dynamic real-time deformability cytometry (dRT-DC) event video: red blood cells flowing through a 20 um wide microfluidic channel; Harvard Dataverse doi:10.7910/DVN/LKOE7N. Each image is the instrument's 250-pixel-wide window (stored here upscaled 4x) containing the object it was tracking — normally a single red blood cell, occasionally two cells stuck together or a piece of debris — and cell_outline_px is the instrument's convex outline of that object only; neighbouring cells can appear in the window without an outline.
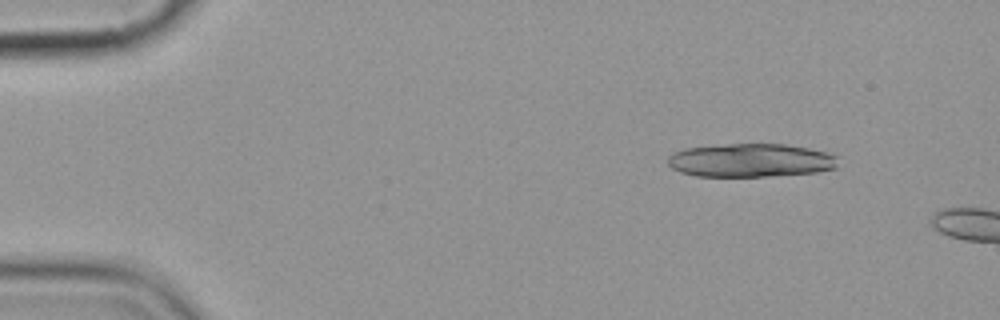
{"species": "common noctule bat (a hibernating species)", "species_latin": "Nyctalus noctula", "temperature_condition": "cold", "stored_images_in_passage": 6, "segment_of_instrument_passage": [2, 2], "camera_frame_rate_fps": 3000, "um_per_image_px": 0.085, "animal": {"sex": "female", "body_mass_g": 19.9}, "frame": {"image": 1, "passage_image": 6, "time_ms": 6.667, "image_size_px": [1000, 320], "cell_outline_px": [[836, 168], [816, 172], [768, 176], [696, 176], [680, 172], [672, 168], [668, 164], [668, 156], [684, 148], [716, 144], [784, 144], [808, 148], [824, 152], [836, 156]], "centroid_in_image_um": [63.75, 13.62], "position_along_channel_um": 21.2, "area_um2": 33.12}}